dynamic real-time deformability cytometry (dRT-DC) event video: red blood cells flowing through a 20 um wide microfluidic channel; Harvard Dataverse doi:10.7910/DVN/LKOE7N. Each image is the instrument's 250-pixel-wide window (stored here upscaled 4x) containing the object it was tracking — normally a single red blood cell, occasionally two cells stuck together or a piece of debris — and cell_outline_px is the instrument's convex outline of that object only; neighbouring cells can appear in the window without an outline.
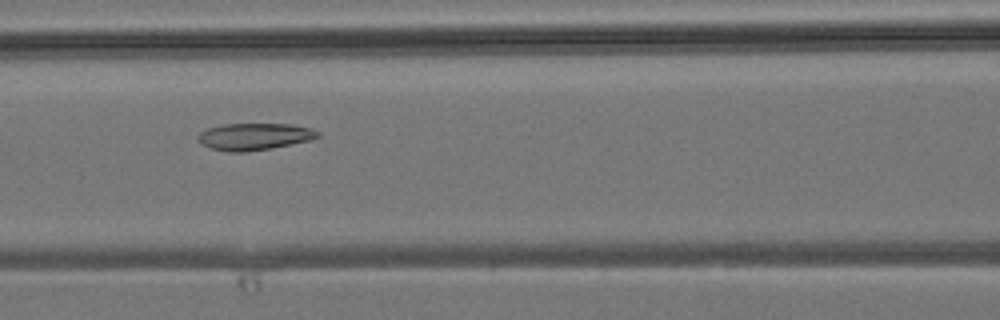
{"species": "common noctule bat (a hibernating species)", "species_latin": "Nyctalus noctula", "temperature_condition": "room temperature", "stored_images_in_passage": 6, "camera_frame_rate_fps": 3000, "um_per_image_px": 0.085, "animal": {"sex": "male", "body_mass_g": 19.2, "forearm_length_mm": 51.8}, "frame": {"image": 1, "passage_image": 5, "time_ms": 5.667, "image_size_px": [1000, 320], "cell_outline_px": [[320, 136], [308, 140], [248, 152], [228, 152], [212, 148], [200, 144], [196, 140], [196, 136], [200, 132], [208, 128], [224, 124], [292, 124], [308, 128], [320, 132]], "centroid_in_image_um": [21.54, 11.6], "position_along_channel_um": 145.1, "area_um2": 18.61}}
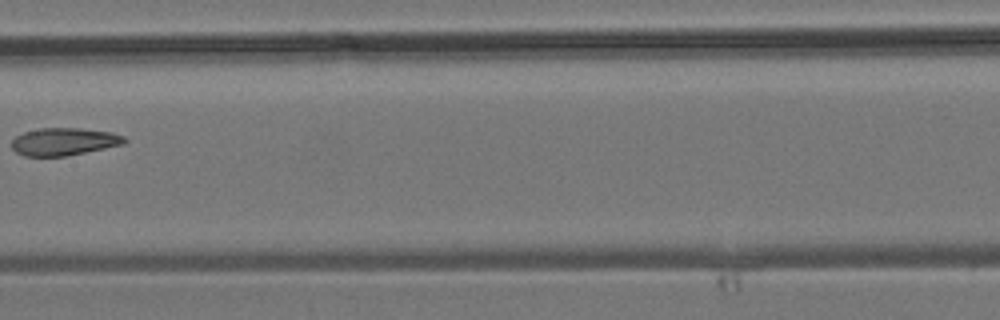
{"frame": {"image": 2, "passage_image": 6, "time_ms": 7.0, "image_size_px": [1000, 320], "cell_outline_px": [[128, 140], [124, 144], [68, 156], [24, 156], [16, 152], [12, 148], [12, 140], [16, 136], [24, 132], [40, 128], [80, 128], [112, 132], [124, 136]], "centroid_in_image_um": [5.46, 12.04], "position_along_channel_um": 201.9, "area_um2": 18.21}}